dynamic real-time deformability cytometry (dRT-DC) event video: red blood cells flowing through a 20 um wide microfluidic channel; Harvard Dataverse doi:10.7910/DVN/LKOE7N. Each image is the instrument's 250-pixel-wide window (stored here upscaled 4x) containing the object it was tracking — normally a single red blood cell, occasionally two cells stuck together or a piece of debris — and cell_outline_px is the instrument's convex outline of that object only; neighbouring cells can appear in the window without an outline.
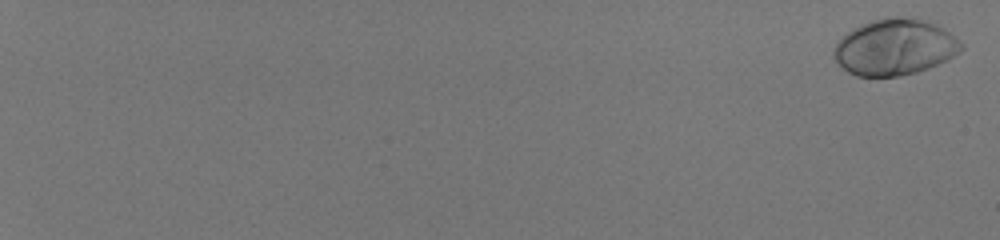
{"species": "human", "species_latin": "Homo sapiens", "temperature_condition": "room temperature", "stored_images_in_passage": 17, "camera_frame_rate_fps": 3000, "um_per_image_px": 0.085, "donor": {"sex": "male"}, "frame": {"image": 1, "passage_image": 2, "time_ms": 0.333, "image_size_px": [1000, 240], "cell_outline_px": [[964, 48], [960, 52], [948, 60], [928, 68], [916, 72], [900, 76], [856, 76], [848, 72], [832, 56], [832, 52], [836, 44], [848, 32], [860, 24], [884, 16], [900, 16], [928, 20], [956, 36], [964, 44]], "centroid_in_image_um": [76.09, 3.99], "position_along_channel_um": 8.9, "area_um2": 41.96}}